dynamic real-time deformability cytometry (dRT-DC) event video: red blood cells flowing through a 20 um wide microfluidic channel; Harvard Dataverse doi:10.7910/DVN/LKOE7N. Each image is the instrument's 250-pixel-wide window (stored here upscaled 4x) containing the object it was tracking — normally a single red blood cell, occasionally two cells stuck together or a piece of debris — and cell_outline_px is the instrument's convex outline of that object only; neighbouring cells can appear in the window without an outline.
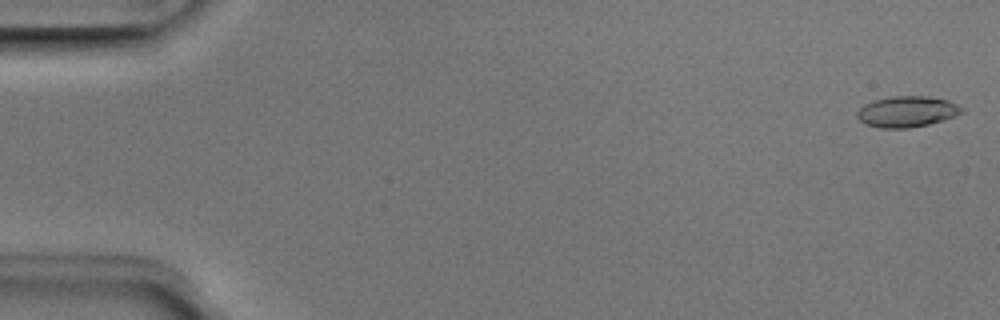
{"species": "Egyptian fruit bat (a non-hibernating species)", "species_latin": "Rousettus aegyptiacus", "temperature_condition": "room temperature", "stored_images_in_passage": 36, "camera_frame_rate_fps": 3000, "um_per_image_px": 0.085, "animal": {"sex": "male"}, "frame": {"image": 1, "passage_image": 1, "time_ms": 0.0, "image_size_px": [1000, 320], "cell_outline_px": [[964, 112], [956, 116], [928, 124], [908, 128], [880, 128], [864, 124], [856, 116], [856, 112], [864, 104], [872, 100], [892, 96], [928, 96], [948, 100], [964, 108]], "centroid_in_image_um": [77.08, 9.48], "position_along_channel_um": 7.9, "area_um2": 19.02}}
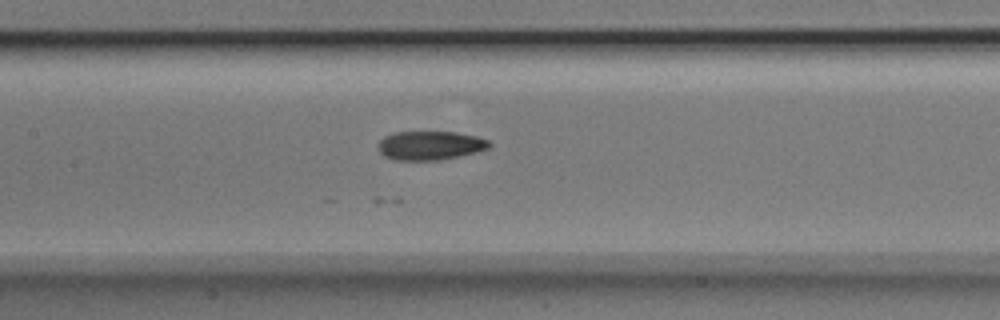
{"frame": {"image": 2, "passage_image": 24, "time_ms": 7.667, "image_size_px": [1000, 320], "cell_outline_px": [[492, 144], [488, 148], [476, 152], [440, 160], [392, 160], [384, 156], [376, 148], [380, 140], [384, 136], [396, 132], [456, 132], [476, 136], [488, 140]], "centroid_in_image_um": [36.53, 12.37], "position_along_channel_um": 170.9, "area_um2": 18.79}}
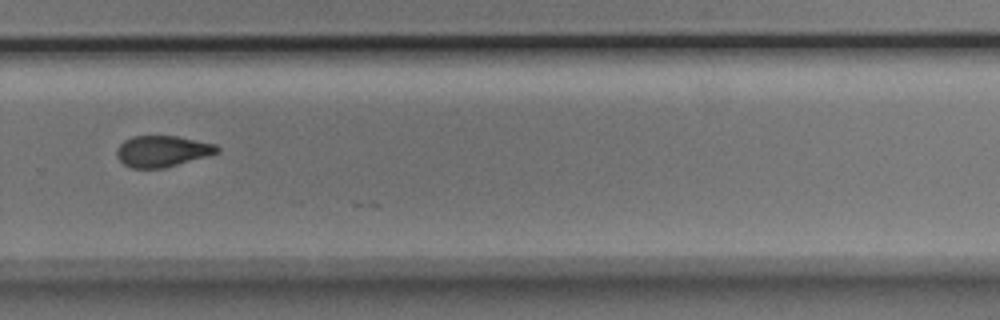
{"frame": {"image": 3, "passage_image": 35, "time_ms": 11.333, "image_size_px": [1000, 320], "cell_outline_px": [[220, 152], [208, 156], [164, 168], [132, 168], [124, 164], [116, 156], [116, 152], [120, 144], [124, 140], [132, 136], [176, 136], [216, 144], [220, 148]], "centroid_in_image_um": [13.81, 12.85], "position_along_channel_um": 316.0, "area_um2": 18.26}}